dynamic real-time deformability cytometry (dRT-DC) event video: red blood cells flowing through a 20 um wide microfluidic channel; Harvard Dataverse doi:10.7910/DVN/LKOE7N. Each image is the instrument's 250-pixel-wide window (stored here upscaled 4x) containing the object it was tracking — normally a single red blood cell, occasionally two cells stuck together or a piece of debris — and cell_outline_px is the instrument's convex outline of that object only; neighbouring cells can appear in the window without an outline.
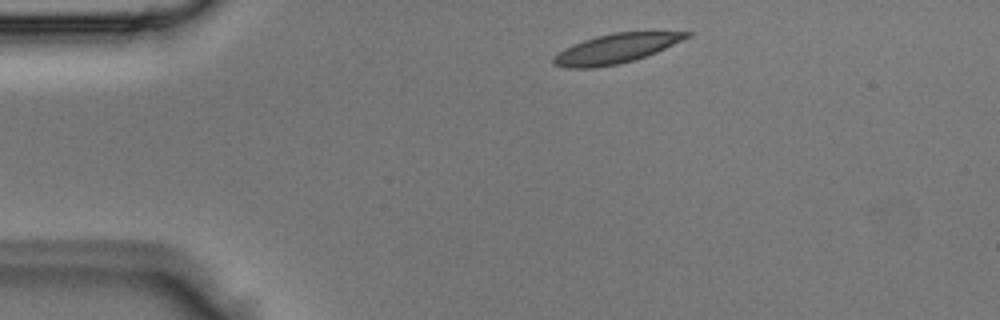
{"species": "Egyptian fruit bat (a non-hibernating species)", "species_latin": "Rousettus aegyptiacus", "temperature_condition": "room temperature", "stored_images_in_passage": 2, "camera_frame_rate_fps": 3000, "um_per_image_px": 0.085, "animal": {"sex": "male"}, "frame": {"image": 1, "passage_image": 1, "time_ms": 0.0, "image_size_px": [1000, 320], "cell_outline_px": [[692, 36], [656, 52], [632, 60], [616, 64], [592, 68], [568, 68], [552, 64], [552, 60], [564, 48], [572, 44], [596, 36], [612, 32], [692, 32]], "centroid_in_image_um": [52.34, 4.12], "position_along_channel_um": 32.7, "area_um2": 22.48}}